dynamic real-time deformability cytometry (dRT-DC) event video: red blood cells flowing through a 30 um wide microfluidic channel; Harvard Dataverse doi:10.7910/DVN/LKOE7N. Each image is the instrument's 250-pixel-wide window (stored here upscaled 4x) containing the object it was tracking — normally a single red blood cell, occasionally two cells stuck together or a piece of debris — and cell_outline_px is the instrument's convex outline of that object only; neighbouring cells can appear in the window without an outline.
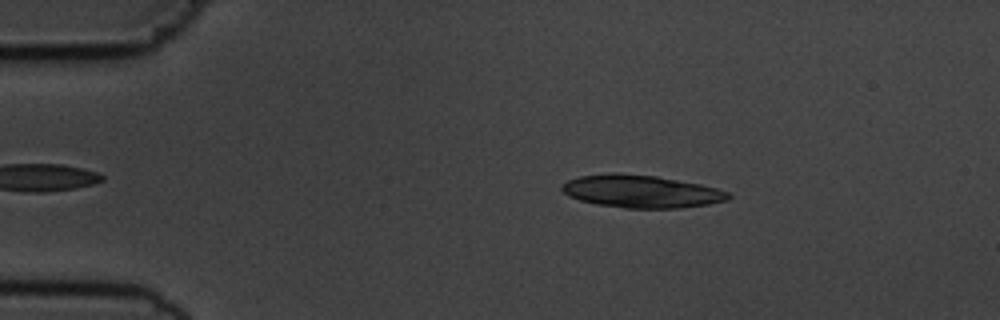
{"species": "common noctule bat (a hibernating species)", "species_latin": "Nyctalus noctula", "temperature_condition": "cold", "stored_images_in_passage": 52, "camera_frame_rate_fps": 3000, "um_per_image_px": 0.085, "animal": {"sex": "male", "body_mass_g": 19.5, "forearm_length_mm": 54.6}, "frame": {"image": 1, "passage_image": 8, "time_ms": 2.333, "image_size_px": [1000, 320], "cell_outline_px": [[732, 196], [728, 200], [708, 204], [680, 208], [624, 208], [596, 204], [580, 200], [568, 196], [560, 188], [560, 184], [568, 180], [580, 176], [612, 172], [620, 172], [656, 176], [700, 184], [716, 188], [728, 192]], "centroid_in_image_um": [54.47, 16.26], "position_along_channel_um": 30.5, "area_um2": 31.85}}
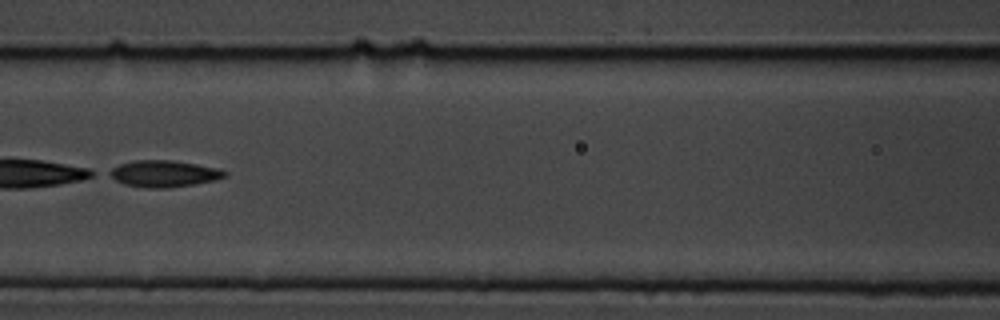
{"frame": {"image": 2, "passage_image": 23, "time_ms": 7.333, "image_size_px": [1000, 320], "cell_outline_px": [[228, 172], [224, 176], [216, 180], [168, 188], [148, 188], [124, 184], [108, 176], [104, 172], [120, 164], [132, 160], [172, 160], [220, 168]], "centroid_in_image_um": [13.89, 14.75], "position_along_channel_um": 152.7, "area_um2": 17.98}}